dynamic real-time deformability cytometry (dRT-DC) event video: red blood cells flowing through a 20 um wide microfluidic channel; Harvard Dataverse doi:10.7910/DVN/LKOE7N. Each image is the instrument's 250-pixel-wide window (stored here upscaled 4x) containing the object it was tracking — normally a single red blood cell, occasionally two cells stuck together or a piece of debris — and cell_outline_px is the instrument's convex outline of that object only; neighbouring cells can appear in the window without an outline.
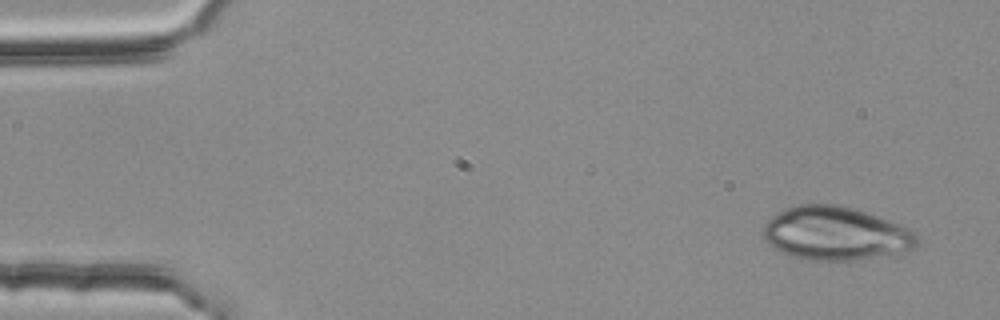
{"species": "common noctule bat (a hibernating species)", "species_latin": "Nyctalus noctula", "temperature_condition": "room temperature", "stored_images_in_passage": 4, "camera_frame_rate_fps": 3000, "um_per_image_px": 0.085, "animal": {"sex": "female", "body_mass_g": 25.1}, "frame": {"image": 1, "passage_image": 1, "time_ms": 0.0, "image_size_px": [1000, 320], "cell_outline_px": [[916, 248], [912, 252], [852, 260], [812, 260], [792, 256], [772, 248], [764, 240], [764, 224], [772, 216], [788, 208], [800, 204], [836, 204], [852, 208], [900, 224], [916, 232]], "centroid_in_image_um": [71.05, 19.86], "position_along_channel_um": 13.9, "area_um2": 47.92}}